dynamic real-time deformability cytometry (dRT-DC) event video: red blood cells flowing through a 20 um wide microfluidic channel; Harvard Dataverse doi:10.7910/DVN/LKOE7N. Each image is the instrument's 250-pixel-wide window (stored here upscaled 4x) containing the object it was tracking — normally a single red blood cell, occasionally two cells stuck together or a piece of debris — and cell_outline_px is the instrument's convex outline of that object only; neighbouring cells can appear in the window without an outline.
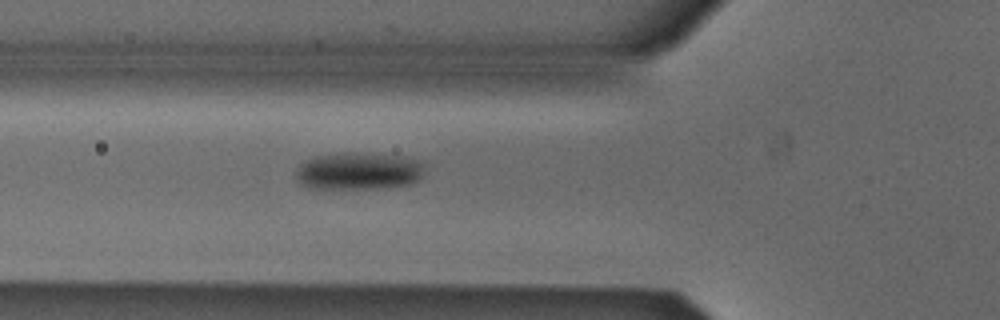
{"species": "Egyptian fruit bat (a non-hibernating species)", "species_latin": "Rousettus aegyptiacus", "temperature_condition": "cold", "stored_images_in_passage": 39, "camera_frame_rate_fps": 3000, "um_per_image_px": 0.085, "animal": {"sex": "male"}, "frame": {"image": 1, "passage_image": 10, "time_ms": 3.0, "image_size_px": [1000, 320], "cell_outline_px": [[428, 164], [424, 172], [416, 180], [408, 184], [380, 188], [308, 188], [300, 184], [296, 180], [296, 172], [300, 164], [312, 156], [344, 152], [356, 152], [400, 156], [424, 160]], "centroid_in_image_um": [30.5, 14.52], "position_along_channel_um": 95.3, "area_um2": 28.44}}
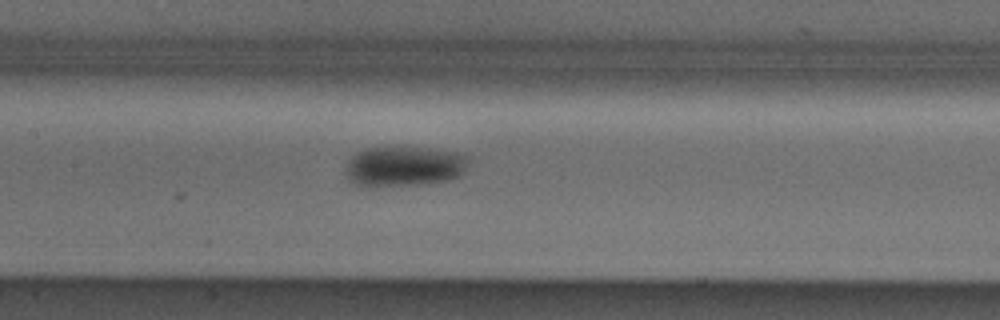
{"frame": {"image": 2, "passage_image": 16, "time_ms": 5.0, "image_size_px": [1000, 320], "cell_outline_px": [[468, 160], [464, 172], [460, 176], [448, 180], [420, 184], [380, 188], [364, 188], [352, 184], [348, 180], [344, 172], [344, 164], [356, 152], [368, 148], [392, 144], [428, 148], [456, 152], [468, 156]], "centroid_in_image_um": [34.24, 14.13], "position_along_channel_um": 173.2, "area_um2": 30.35}}
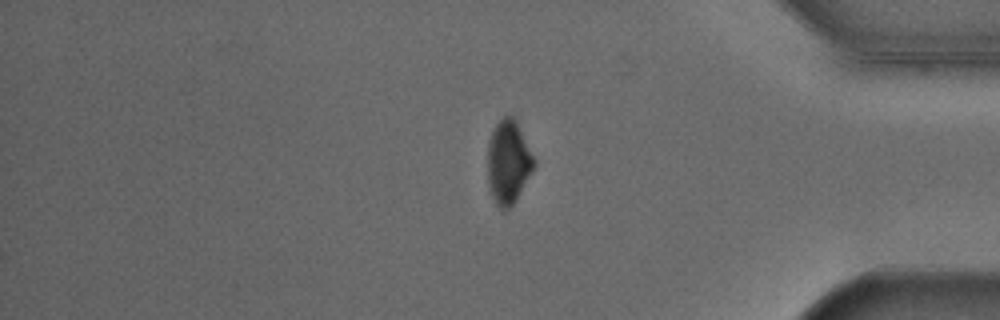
{"frame": {"image": 3, "passage_image": 35, "time_ms": 11.333, "image_size_px": [1000, 320], "cell_outline_px": [[536, 164], [532, 172], [516, 200], [504, 212], [496, 204], [492, 196], [488, 184], [488, 140], [496, 124], [504, 116], [512, 116], [516, 120], [536, 160]], "centroid_in_image_um": [43.22, 13.79], "position_along_channel_um": 392.0, "area_um2": 22.6}, "authors_computed_cell_mechanics": {"area_um2": 26.5302, "velocity_mm_per_s": 3.8769, "shape_relaxation_time_tau1_ms": 6.3503, "shape_relaxation_time_tau2_ms": null, "deformation_change_tau1": 0.1145, "deformation_change_tau2": null}}